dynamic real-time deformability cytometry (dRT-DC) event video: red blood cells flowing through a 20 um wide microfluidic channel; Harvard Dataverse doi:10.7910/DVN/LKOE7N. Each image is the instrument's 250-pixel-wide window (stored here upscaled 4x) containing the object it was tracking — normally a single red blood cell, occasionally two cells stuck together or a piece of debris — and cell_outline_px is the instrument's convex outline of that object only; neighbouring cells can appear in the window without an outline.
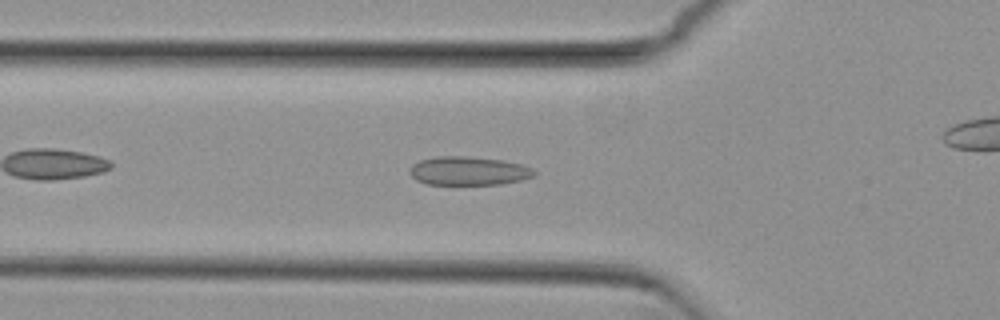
{"species": "common noctule bat (a hibernating species)", "species_latin": "Nyctalus noctula", "temperature_condition": "cold", "stored_images_in_passage": 43, "camera_frame_rate_fps": 3000, "um_per_image_px": 0.085, "animal": {"sex": "female", "body_mass_g": 29.2, "forearm_length_mm": 56.3}, "frame": {"image": 1, "passage_image": 7, "time_ms": 2.0, "image_size_px": [1000, 320], "cell_outline_px": [[536, 172], [532, 176], [520, 180], [500, 184], [424, 184], [416, 180], [408, 172], [412, 164], [420, 160], [436, 156], [468, 156], [500, 160], [520, 164], [532, 168]], "centroid_in_image_um": [39.77, 14.52], "position_along_channel_um": 86.0, "area_um2": 20.69}}
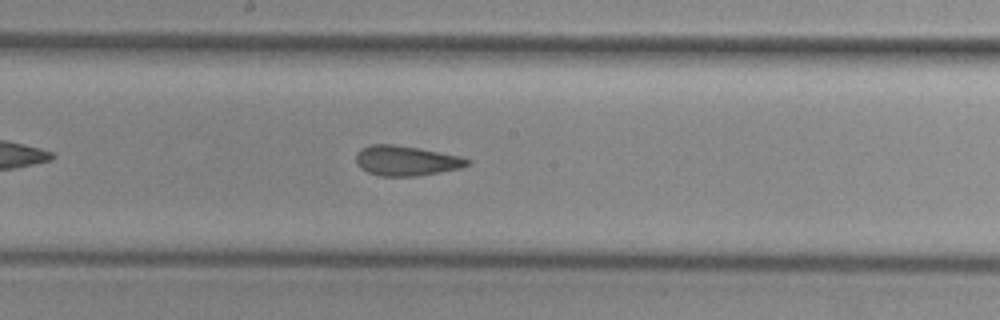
{"frame": {"image": 2, "passage_image": 17, "time_ms": 5.333, "image_size_px": [1000, 320], "cell_outline_px": [[472, 164], [460, 168], [440, 172], [416, 176], [380, 176], [368, 172], [360, 168], [356, 164], [356, 152], [360, 148], [372, 144], [392, 144], [420, 148], [460, 156], [472, 160]], "centroid_in_image_um": [34.52, 13.65], "position_along_channel_um": 213.7, "area_um2": 19.65}}
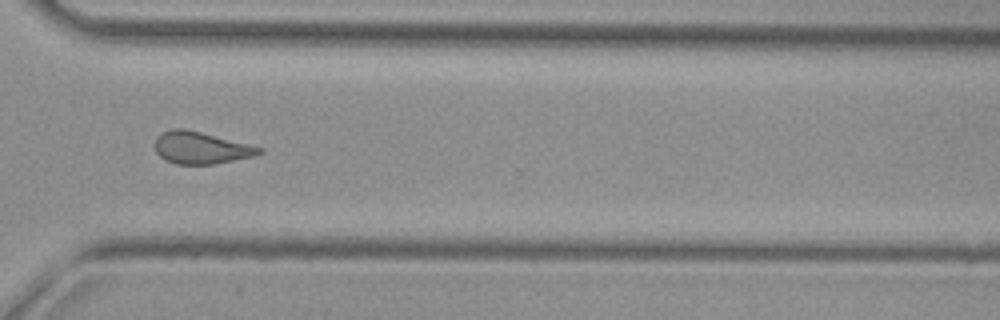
{"frame": {"image": 3, "passage_image": 28, "time_ms": 9.0, "image_size_px": [1000, 320], "cell_outline_px": [[264, 152], [256, 156], [212, 164], [176, 164], [164, 160], [156, 152], [156, 136], [160, 132], [172, 128], [184, 128], [264, 148]], "centroid_in_image_um": [17.07, 12.56], "position_along_channel_um": 353.5, "area_um2": 19.48}, "authors_computed_cell_mechanics": {"area_um2": 19.8254, "velocity_mm_per_s": 3.8182, "shape_relaxation_time_tau1_ms": null, "shape_relaxation_time_tau2_ms": 2.5034, "deformation_change_tau1": null, "deformation_change_tau2": 0.1128}}